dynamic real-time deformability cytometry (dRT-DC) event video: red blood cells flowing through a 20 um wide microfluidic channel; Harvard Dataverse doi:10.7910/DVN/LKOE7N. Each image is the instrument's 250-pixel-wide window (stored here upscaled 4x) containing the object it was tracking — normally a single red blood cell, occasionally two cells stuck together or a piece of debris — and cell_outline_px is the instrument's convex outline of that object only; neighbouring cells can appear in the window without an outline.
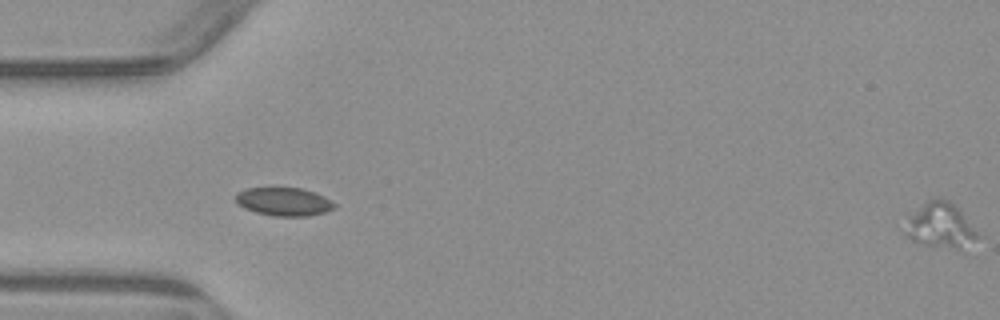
{"species": "common noctule bat (a hibernating species)", "species_latin": "Nyctalus noctula", "temperature_condition": "warm", "stored_images_in_passage": 3, "segment_of_instrument_passage": [2, 2], "camera_frame_rate_fps": 3000, "um_per_image_px": 0.085, "animal": {"sex": "male", "body_mass_g": 23.1, "forearm_length_mm": 52.7}, "frame": {"image": 1, "passage_image": 3, "time_ms": 3.667, "image_size_px": [1000, 320], "cell_outline_px": [[984, 236], [964, 252], [960, 252], [924, 244], [912, 240], [904, 232], [908, 216], [932, 196], [936, 196], [948, 200]], "centroid_in_image_um": [80.03, 19.23], "position_along_channel_um": 5.0, "area_um2": 19.94}}